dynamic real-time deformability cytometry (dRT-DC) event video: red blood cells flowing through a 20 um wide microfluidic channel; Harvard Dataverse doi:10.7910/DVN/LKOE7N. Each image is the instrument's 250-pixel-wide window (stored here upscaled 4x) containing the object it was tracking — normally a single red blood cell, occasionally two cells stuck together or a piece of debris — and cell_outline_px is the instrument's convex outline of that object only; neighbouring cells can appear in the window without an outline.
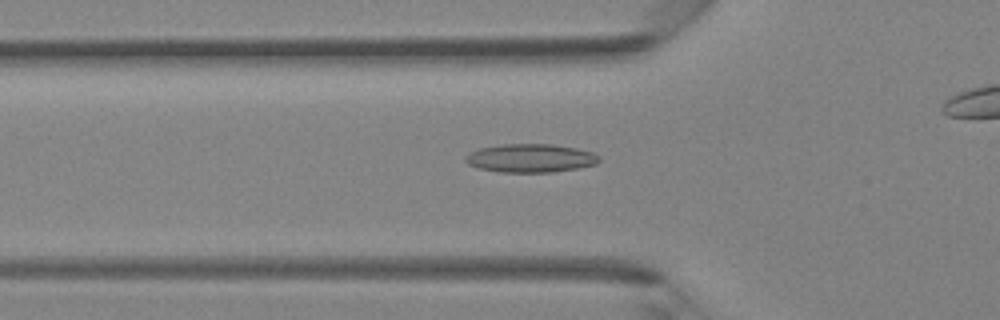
{"species": "Egyptian fruit bat (a non-hibernating species)", "species_latin": "Rousettus aegyptiacus", "temperature_condition": "room temperature", "stored_images_in_passage": 37, "camera_frame_rate_fps": 3000, "um_per_image_px": 0.085, "animal": {"sex": "female"}, "frame": {"image": 1, "passage_image": 15, "time_ms": 4.667, "image_size_px": [1000, 320], "cell_outline_px": [[600, 160], [596, 164], [576, 168], [552, 172], [500, 172], [480, 168], [468, 164], [464, 160], [464, 156], [480, 148], [504, 144], [552, 144], [576, 148], [596, 152], [600, 156]], "centroid_in_image_um": [45.13, 13.44], "position_along_channel_um": 80.7, "area_um2": 22.14}}
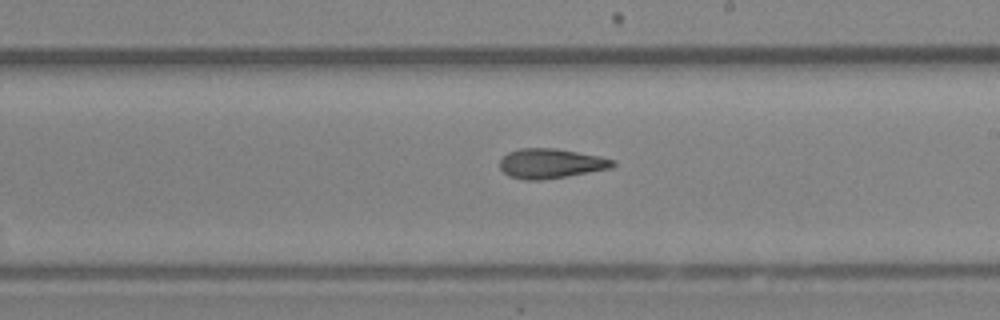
{"frame": {"image": 2, "passage_image": 25, "time_ms": 8.0, "image_size_px": [1000, 320], "cell_outline_px": [[616, 164], [612, 168], [544, 180], [528, 180], [508, 176], [500, 168], [500, 160], [508, 152], [520, 148], [556, 148], [600, 156], [616, 160]], "centroid_in_image_um": [46.84, 13.89], "position_along_channel_um": 242.2, "area_um2": 19.65}}
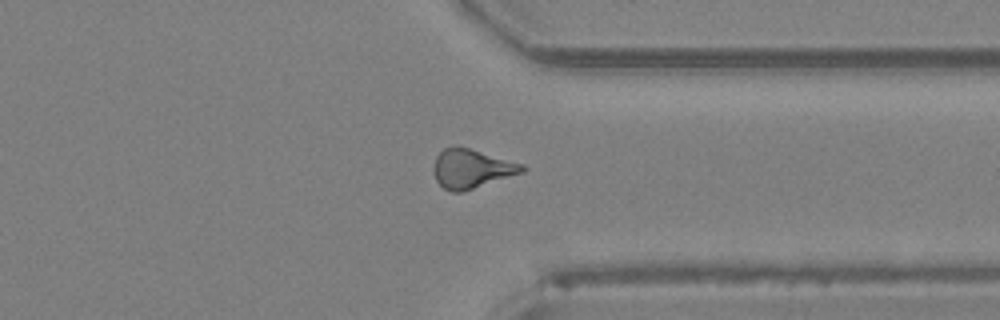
{"frame": {"image": 3, "passage_image": 33, "time_ms": 10.667, "image_size_px": [1000, 320], "cell_outline_px": [[524, 172], [460, 192], [452, 192], [444, 188], [436, 180], [432, 168], [436, 156], [444, 148], [456, 144], [524, 164]], "centroid_in_image_um": [40.05, 14.31], "position_along_channel_um": 371.4, "area_um2": 20.11}}